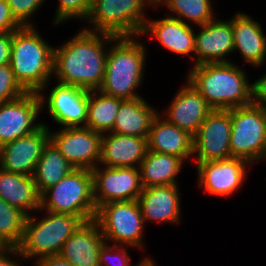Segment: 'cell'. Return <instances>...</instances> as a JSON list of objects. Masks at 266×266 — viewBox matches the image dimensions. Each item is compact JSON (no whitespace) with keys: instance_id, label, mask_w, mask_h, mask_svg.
Here are the masks:
<instances>
[{"instance_id":"cell-1","label":"cell","mask_w":266,"mask_h":266,"mask_svg":"<svg viewBox=\"0 0 266 266\" xmlns=\"http://www.w3.org/2000/svg\"><path fill=\"white\" fill-rule=\"evenodd\" d=\"M115 37L83 28L64 45L54 47L53 74L57 82L88 91L99 90L105 75L106 46Z\"/></svg>"},{"instance_id":"cell-2","label":"cell","mask_w":266,"mask_h":266,"mask_svg":"<svg viewBox=\"0 0 266 266\" xmlns=\"http://www.w3.org/2000/svg\"><path fill=\"white\" fill-rule=\"evenodd\" d=\"M187 81L213 110H229L252 104V83L234 63H206L193 66Z\"/></svg>"},{"instance_id":"cell-3","label":"cell","mask_w":266,"mask_h":266,"mask_svg":"<svg viewBox=\"0 0 266 266\" xmlns=\"http://www.w3.org/2000/svg\"><path fill=\"white\" fill-rule=\"evenodd\" d=\"M53 49L35 26H24L13 32L10 66L26 92L46 90L53 75Z\"/></svg>"},{"instance_id":"cell-4","label":"cell","mask_w":266,"mask_h":266,"mask_svg":"<svg viewBox=\"0 0 266 266\" xmlns=\"http://www.w3.org/2000/svg\"><path fill=\"white\" fill-rule=\"evenodd\" d=\"M134 36L115 37L108 48L102 93L131 100L138 97L136 88L142 84L145 72L146 47Z\"/></svg>"},{"instance_id":"cell-5","label":"cell","mask_w":266,"mask_h":266,"mask_svg":"<svg viewBox=\"0 0 266 266\" xmlns=\"http://www.w3.org/2000/svg\"><path fill=\"white\" fill-rule=\"evenodd\" d=\"M39 210L74 215L84 222L93 220L97 207L91 170L73 169L57 184L46 189L40 195Z\"/></svg>"},{"instance_id":"cell-6","label":"cell","mask_w":266,"mask_h":266,"mask_svg":"<svg viewBox=\"0 0 266 266\" xmlns=\"http://www.w3.org/2000/svg\"><path fill=\"white\" fill-rule=\"evenodd\" d=\"M47 217L37 220L27 216L24 234L17 246L25 259L58 255L64 243L84 222L81 218L46 211Z\"/></svg>"},{"instance_id":"cell-7","label":"cell","mask_w":266,"mask_h":266,"mask_svg":"<svg viewBox=\"0 0 266 266\" xmlns=\"http://www.w3.org/2000/svg\"><path fill=\"white\" fill-rule=\"evenodd\" d=\"M153 5L149 0H93L86 21L94 29L119 36H139L146 23L144 10Z\"/></svg>"},{"instance_id":"cell-8","label":"cell","mask_w":266,"mask_h":266,"mask_svg":"<svg viewBox=\"0 0 266 266\" xmlns=\"http://www.w3.org/2000/svg\"><path fill=\"white\" fill-rule=\"evenodd\" d=\"M231 156L251 165L266 151V109L253 104L231 109Z\"/></svg>"},{"instance_id":"cell-9","label":"cell","mask_w":266,"mask_h":266,"mask_svg":"<svg viewBox=\"0 0 266 266\" xmlns=\"http://www.w3.org/2000/svg\"><path fill=\"white\" fill-rule=\"evenodd\" d=\"M94 220L106 242L143 248L145 222L137 200L105 203L97 208Z\"/></svg>"},{"instance_id":"cell-10","label":"cell","mask_w":266,"mask_h":266,"mask_svg":"<svg viewBox=\"0 0 266 266\" xmlns=\"http://www.w3.org/2000/svg\"><path fill=\"white\" fill-rule=\"evenodd\" d=\"M100 167L91 170L97 208L108 202L137 200L143 190L139 168Z\"/></svg>"},{"instance_id":"cell-11","label":"cell","mask_w":266,"mask_h":266,"mask_svg":"<svg viewBox=\"0 0 266 266\" xmlns=\"http://www.w3.org/2000/svg\"><path fill=\"white\" fill-rule=\"evenodd\" d=\"M50 131L49 129V140L75 169L93 170L98 165L101 156V133L87 127Z\"/></svg>"},{"instance_id":"cell-12","label":"cell","mask_w":266,"mask_h":266,"mask_svg":"<svg viewBox=\"0 0 266 266\" xmlns=\"http://www.w3.org/2000/svg\"><path fill=\"white\" fill-rule=\"evenodd\" d=\"M231 109L213 110L193 135L197 163L231 158Z\"/></svg>"},{"instance_id":"cell-13","label":"cell","mask_w":266,"mask_h":266,"mask_svg":"<svg viewBox=\"0 0 266 266\" xmlns=\"http://www.w3.org/2000/svg\"><path fill=\"white\" fill-rule=\"evenodd\" d=\"M41 108L46 106L53 120L62 128L86 127L89 91L78 86L57 83L49 96L39 92ZM46 102V104H45ZM83 123V125H82Z\"/></svg>"},{"instance_id":"cell-14","label":"cell","mask_w":266,"mask_h":266,"mask_svg":"<svg viewBox=\"0 0 266 266\" xmlns=\"http://www.w3.org/2000/svg\"><path fill=\"white\" fill-rule=\"evenodd\" d=\"M41 110L39 94L34 92L0 103V147L37 130L42 123L34 122Z\"/></svg>"},{"instance_id":"cell-15","label":"cell","mask_w":266,"mask_h":266,"mask_svg":"<svg viewBox=\"0 0 266 266\" xmlns=\"http://www.w3.org/2000/svg\"><path fill=\"white\" fill-rule=\"evenodd\" d=\"M48 141L49 126L42 123L34 132L0 147V168L32 176Z\"/></svg>"},{"instance_id":"cell-16","label":"cell","mask_w":266,"mask_h":266,"mask_svg":"<svg viewBox=\"0 0 266 266\" xmlns=\"http://www.w3.org/2000/svg\"><path fill=\"white\" fill-rule=\"evenodd\" d=\"M249 165L248 161L235 157L197 163L198 184L205 193L229 196L244 183Z\"/></svg>"},{"instance_id":"cell-17","label":"cell","mask_w":266,"mask_h":266,"mask_svg":"<svg viewBox=\"0 0 266 266\" xmlns=\"http://www.w3.org/2000/svg\"><path fill=\"white\" fill-rule=\"evenodd\" d=\"M195 33L194 65L206 63H228L224 58L234 52V41L231 20H217L216 18L204 25Z\"/></svg>"},{"instance_id":"cell-18","label":"cell","mask_w":266,"mask_h":266,"mask_svg":"<svg viewBox=\"0 0 266 266\" xmlns=\"http://www.w3.org/2000/svg\"><path fill=\"white\" fill-rule=\"evenodd\" d=\"M212 111L206 99L187 81L186 86L176 93L163 116L193 136Z\"/></svg>"},{"instance_id":"cell-19","label":"cell","mask_w":266,"mask_h":266,"mask_svg":"<svg viewBox=\"0 0 266 266\" xmlns=\"http://www.w3.org/2000/svg\"><path fill=\"white\" fill-rule=\"evenodd\" d=\"M105 242L98 224L93 219L78 227L64 243L58 255L72 266H100L99 251Z\"/></svg>"},{"instance_id":"cell-20","label":"cell","mask_w":266,"mask_h":266,"mask_svg":"<svg viewBox=\"0 0 266 266\" xmlns=\"http://www.w3.org/2000/svg\"><path fill=\"white\" fill-rule=\"evenodd\" d=\"M178 184L143 188L137 198L144 222L180 223V194Z\"/></svg>"},{"instance_id":"cell-21","label":"cell","mask_w":266,"mask_h":266,"mask_svg":"<svg viewBox=\"0 0 266 266\" xmlns=\"http://www.w3.org/2000/svg\"><path fill=\"white\" fill-rule=\"evenodd\" d=\"M108 133L102 134L100 166L139 168L148 152V137Z\"/></svg>"},{"instance_id":"cell-22","label":"cell","mask_w":266,"mask_h":266,"mask_svg":"<svg viewBox=\"0 0 266 266\" xmlns=\"http://www.w3.org/2000/svg\"><path fill=\"white\" fill-rule=\"evenodd\" d=\"M234 51L251 66H261L266 60V36L258 21L248 14L237 13L231 19Z\"/></svg>"},{"instance_id":"cell-23","label":"cell","mask_w":266,"mask_h":266,"mask_svg":"<svg viewBox=\"0 0 266 266\" xmlns=\"http://www.w3.org/2000/svg\"><path fill=\"white\" fill-rule=\"evenodd\" d=\"M193 136L163 119L159 113L152 120L148 141V150L171 154L184 162L193 156Z\"/></svg>"},{"instance_id":"cell-24","label":"cell","mask_w":266,"mask_h":266,"mask_svg":"<svg viewBox=\"0 0 266 266\" xmlns=\"http://www.w3.org/2000/svg\"><path fill=\"white\" fill-rule=\"evenodd\" d=\"M188 23L166 17L158 20H146L141 35H153L163 48L179 55L195 54V33Z\"/></svg>"},{"instance_id":"cell-25","label":"cell","mask_w":266,"mask_h":266,"mask_svg":"<svg viewBox=\"0 0 266 266\" xmlns=\"http://www.w3.org/2000/svg\"><path fill=\"white\" fill-rule=\"evenodd\" d=\"M0 198L27 216L39 211L40 194L32 176L13 173L0 168Z\"/></svg>"},{"instance_id":"cell-26","label":"cell","mask_w":266,"mask_h":266,"mask_svg":"<svg viewBox=\"0 0 266 266\" xmlns=\"http://www.w3.org/2000/svg\"><path fill=\"white\" fill-rule=\"evenodd\" d=\"M159 112L143 97L120 103L111 132L121 135L148 137L152 120Z\"/></svg>"},{"instance_id":"cell-27","label":"cell","mask_w":266,"mask_h":266,"mask_svg":"<svg viewBox=\"0 0 266 266\" xmlns=\"http://www.w3.org/2000/svg\"><path fill=\"white\" fill-rule=\"evenodd\" d=\"M183 164L175 155L148 150L139 167L142 187L178 184L176 179Z\"/></svg>"},{"instance_id":"cell-28","label":"cell","mask_w":266,"mask_h":266,"mask_svg":"<svg viewBox=\"0 0 266 266\" xmlns=\"http://www.w3.org/2000/svg\"><path fill=\"white\" fill-rule=\"evenodd\" d=\"M75 169L49 140L32 175L36 188L41 195L46 189L57 184Z\"/></svg>"},{"instance_id":"cell-29","label":"cell","mask_w":266,"mask_h":266,"mask_svg":"<svg viewBox=\"0 0 266 266\" xmlns=\"http://www.w3.org/2000/svg\"><path fill=\"white\" fill-rule=\"evenodd\" d=\"M122 101L100 90L89 91L86 127L101 134L111 132Z\"/></svg>"},{"instance_id":"cell-30","label":"cell","mask_w":266,"mask_h":266,"mask_svg":"<svg viewBox=\"0 0 266 266\" xmlns=\"http://www.w3.org/2000/svg\"><path fill=\"white\" fill-rule=\"evenodd\" d=\"M166 5V7L175 15L172 17L179 19L184 23L192 21L196 25H204L215 19L212 9L211 0H160L156 5Z\"/></svg>"},{"instance_id":"cell-31","label":"cell","mask_w":266,"mask_h":266,"mask_svg":"<svg viewBox=\"0 0 266 266\" xmlns=\"http://www.w3.org/2000/svg\"><path fill=\"white\" fill-rule=\"evenodd\" d=\"M27 215L0 198V236L17 247L23 237Z\"/></svg>"},{"instance_id":"cell-32","label":"cell","mask_w":266,"mask_h":266,"mask_svg":"<svg viewBox=\"0 0 266 266\" xmlns=\"http://www.w3.org/2000/svg\"><path fill=\"white\" fill-rule=\"evenodd\" d=\"M93 0H59L54 25L60 24L70 18L86 20L91 10Z\"/></svg>"},{"instance_id":"cell-33","label":"cell","mask_w":266,"mask_h":266,"mask_svg":"<svg viewBox=\"0 0 266 266\" xmlns=\"http://www.w3.org/2000/svg\"><path fill=\"white\" fill-rule=\"evenodd\" d=\"M25 93L17 82L10 64L0 66V103L15 100Z\"/></svg>"},{"instance_id":"cell-34","label":"cell","mask_w":266,"mask_h":266,"mask_svg":"<svg viewBox=\"0 0 266 266\" xmlns=\"http://www.w3.org/2000/svg\"><path fill=\"white\" fill-rule=\"evenodd\" d=\"M15 20L22 26H35L31 23V16L38 10L45 0H7ZM30 18V19H29ZM28 20L30 22H28Z\"/></svg>"},{"instance_id":"cell-35","label":"cell","mask_w":266,"mask_h":266,"mask_svg":"<svg viewBox=\"0 0 266 266\" xmlns=\"http://www.w3.org/2000/svg\"><path fill=\"white\" fill-rule=\"evenodd\" d=\"M125 247L126 246H119L118 244H113L110 246L107 242H105L99 251V265L110 266L112 264L114 266L115 264V266H131V257L126 251ZM113 250L115 252H113ZM112 255L114 257L116 256V259L114 258L116 261L114 260V262L113 259H111ZM111 262H113L114 264Z\"/></svg>"},{"instance_id":"cell-36","label":"cell","mask_w":266,"mask_h":266,"mask_svg":"<svg viewBox=\"0 0 266 266\" xmlns=\"http://www.w3.org/2000/svg\"><path fill=\"white\" fill-rule=\"evenodd\" d=\"M22 26L13 17L7 0H0V34L15 32Z\"/></svg>"},{"instance_id":"cell-37","label":"cell","mask_w":266,"mask_h":266,"mask_svg":"<svg viewBox=\"0 0 266 266\" xmlns=\"http://www.w3.org/2000/svg\"><path fill=\"white\" fill-rule=\"evenodd\" d=\"M251 85L252 104L266 109V74Z\"/></svg>"},{"instance_id":"cell-38","label":"cell","mask_w":266,"mask_h":266,"mask_svg":"<svg viewBox=\"0 0 266 266\" xmlns=\"http://www.w3.org/2000/svg\"><path fill=\"white\" fill-rule=\"evenodd\" d=\"M13 32L0 34V66L10 64Z\"/></svg>"},{"instance_id":"cell-39","label":"cell","mask_w":266,"mask_h":266,"mask_svg":"<svg viewBox=\"0 0 266 266\" xmlns=\"http://www.w3.org/2000/svg\"><path fill=\"white\" fill-rule=\"evenodd\" d=\"M14 255L17 258L18 256H21V259L24 258L18 247H10L6 250L0 251V266H20L17 261L11 259V256L15 258Z\"/></svg>"},{"instance_id":"cell-40","label":"cell","mask_w":266,"mask_h":266,"mask_svg":"<svg viewBox=\"0 0 266 266\" xmlns=\"http://www.w3.org/2000/svg\"><path fill=\"white\" fill-rule=\"evenodd\" d=\"M36 266H72L67 260L59 255L46 256L37 259Z\"/></svg>"},{"instance_id":"cell-41","label":"cell","mask_w":266,"mask_h":266,"mask_svg":"<svg viewBox=\"0 0 266 266\" xmlns=\"http://www.w3.org/2000/svg\"><path fill=\"white\" fill-rule=\"evenodd\" d=\"M136 266H155V263L151 258L145 257L140 263H138Z\"/></svg>"},{"instance_id":"cell-42","label":"cell","mask_w":266,"mask_h":266,"mask_svg":"<svg viewBox=\"0 0 266 266\" xmlns=\"http://www.w3.org/2000/svg\"><path fill=\"white\" fill-rule=\"evenodd\" d=\"M11 246L0 236V251L6 250Z\"/></svg>"},{"instance_id":"cell-43","label":"cell","mask_w":266,"mask_h":266,"mask_svg":"<svg viewBox=\"0 0 266 266\" xmlns=\"http://www.w3.org/2000/svg\"><path fill=\"white\" fill-rule=\"evenodd\" d=\"M149 1L153 4V6H156L160 2V0H149Z\"/></svg>"},{"instance_id":"cell-44","label":"cell","mask_w":266,"mask_h":266,"mask_svg":"<svg viewBox=\"0 0 266 266\" xmlns=\"http://www.w3.org/2000/svg\"><path fill=\"white\" fill-rule=\"evenodd\" d=\"M263 159H266V151H265V154H264V156H263L262 160H263Z\"/></svg>"}]
</instances>
